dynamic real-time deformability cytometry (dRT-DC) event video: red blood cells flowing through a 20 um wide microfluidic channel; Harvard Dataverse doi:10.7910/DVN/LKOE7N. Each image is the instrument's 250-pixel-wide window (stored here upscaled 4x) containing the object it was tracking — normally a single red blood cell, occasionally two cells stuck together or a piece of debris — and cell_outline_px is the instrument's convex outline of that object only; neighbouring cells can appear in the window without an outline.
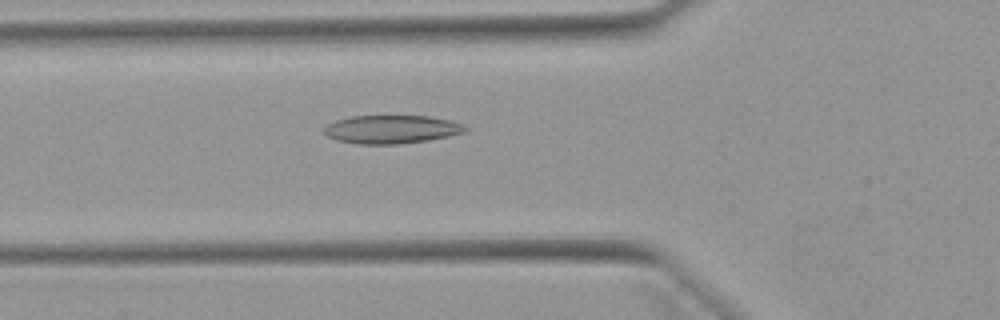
{"species": "Egyptian fruit bat (a non-hibernating species)", "species_latin": "Rousettus aegyptiacus", "temperature_condition": "warm", "stored_images_in_passage": 32, "camera_frame_rate_fps": 3000, "um_per_image_px": 0.085, "animal": {"sex": "female"}, "frame": {"image": 1, "passage_image": 6, "time_ms": 1.667, "image_size_px": [1000, 320], "cell_outline_px": [[468, 128], [464, 132], [448, 136], [428, 140], [400, 144], [356, 144], [336, 140], [324, 136], [324, 128], [328, 124], [336, 120], [352, 116], [428, 116], [452, 120], [464, 124]], "centroid_in_image_um": [33.27, 11.0], "position_along_channel_um": 92.5, "area_um2": 23.47}}
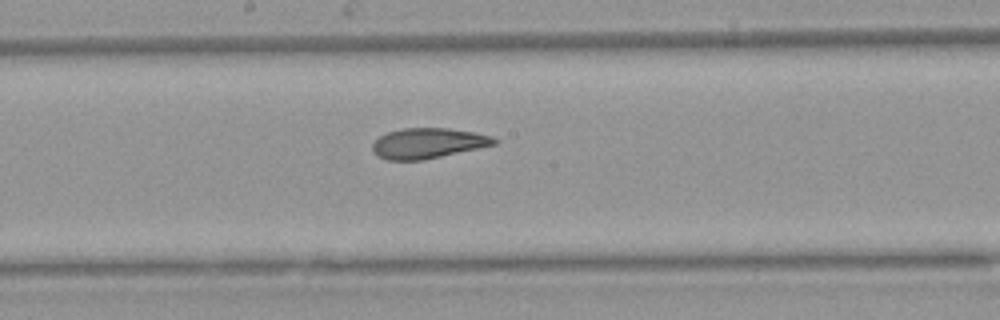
{"frame": {"image": 2, "passage_image": 15, "time_ms": 4.667, "image_size_px": [1000, 320], "cell_outline_px": [[500, 140], [496, 144], [424, 160], [388, 160], [372, 152], [372, 144], [380, 136], [388, 132], [404, 128], [448, 128], [476, 132], [492, 136]], "centroid_in_image_um": [36.4, 12.17], "position_along_channel_um": 211.8, "area_um2": 21.5}}
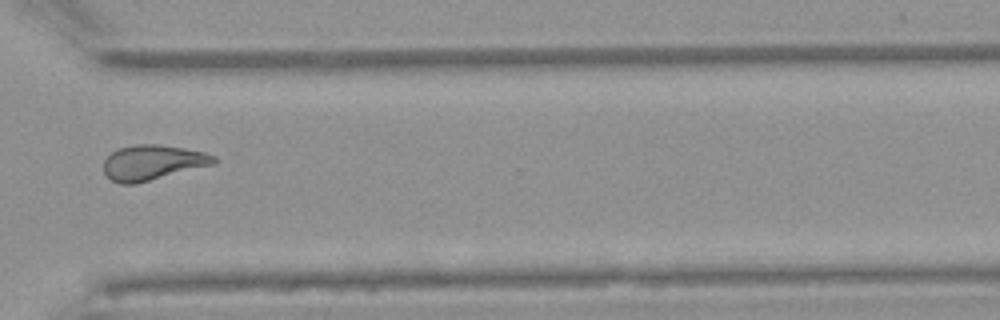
{"frame": {"image": 3, "passage_image": 26, "time_ms": 8.333, "image_size_px": [1000, 320], "cell_outline_px": [[216, 164], [136, 184], [120, 184], [112, 180], [104, 172], [104, 160], [112, 152], [120, 148], [136, 144], [160, 144], [184, 148], [204, 152], [216, 156]], "centroid_in_image_um": [13.0, 13.82], "position_along_channel_um": 357.6, "area_um2": 22.66}, "authors_computed_cell_mechanics": {"area_um2": 22.3686, "velocity_mm_per_s": 3.9736, "shape_relaxation_time_tau1_ms": 10.227, "shape_relaxation_time_tau2_ms": 2.6, "deformation_change_tau1": 0.2412, "deformation_change_tau2": 0.0957}}